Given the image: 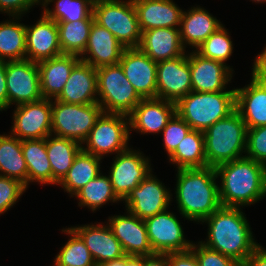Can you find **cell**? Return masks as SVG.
Masks as SVG:
<instances>
[{"label":"cell","mask_w":266,"mask_h":266,"mask_svg":"<svg viewBox=\"0 0 266 266\" xmlns=\"http://www.w3.org/2000/svg\"><path fill=\"white\" fill-rule=\"evenodd\" d=\"M61 232L70 239L55 256L52 266H97L84 241L71 227L62 228Z\"/></svg>","instance_id":"obj_38"},{"label":"cell","mask_w":266,"mask_h":266,"mask_svg":"<svg viewBox=\"0 0 266 266\" xmlns=\"http://www.w3.org/2000/svg\"><path fill=\"white\" fill-rule=\"evenodd\" d=\"M235 109L247 129L266 126V91L251 78L249 84L235 89Z\"/></svg>","instance_id":"obj_28"},{"label":"cell","mask_w":266,"mask_h":266,"mask_svg":"<svg viewBox=\"0 0 266 266\" xmlns=\"http://www.w3.org/2000/svg\"><path fill=\"white\" fill-rule=\"evenodd\" d=\"M222 206L248 207L266 197V166L247 157L215 168Z\"/></svg>","instance_id":"obj_3"},{"label":"cell","mask_w":266,"mask_h":266,"mask_svg":"<svg viewBox=\"0 0 266 266\" xmlns=\"http://www.w3.org/2000/svg\"><path fill=\"white\" fill-rule=\"evenodd\" d=\"M26 190L20 181L0 175V215L9 211Z\"/></svg>","instance_id":"obj_41"},{"label":"cell","mask_w":266,"mask_h":266,"mask_svg":"<svg viewBox=\"0 0 266 266\" xmlns=\"http://www.w3.org/2000/svg\"><path fill=\"white\" fill-rule=\"evenodd\" d=\"M187 53H189L192 91L220 92L227 89L234 72L230 65L204 58L195 50Z\"/></svg>","instance_id":"obj_17"},{"label":"cell","mask_w":266,"mask_h":266,"mask_svg":"<svg viewBox=\"0 0 266 266\" xmlns=\"http://www.w3.org/2000/svg\"><path fill=\"white\" fill-rule=\"evenodd\" d=\"M191 130V127L175 113L162 130L163 146L168 157L176 150L179 143Z\"/></svg>","instance_id":"obj_40"},{"label":"cell","mask_w":266,"mask_h":266,"mask_svg":"<svg viewBox=\"0 0 266 266\" xmlns=\"http://www.w3.org/2000/svg\"><path fill=\"white\" fill-rule=\"evenodd\" d=\"M11 135L19 140L46 138L52 134V99L15 106Z\"/></svg>","instance_id":"obj_12"},{"label":"cell","mask_w":266,"mask_h":266,"mask_svg":"<svg viewBox=\"0 0 266 266\" xmlns=\"http://www.w3.org/2000/svg\"><path fill=\"white\" fill-rule=\"evenodd\" d=\"M111 163L109 178L121 201L152 171L150 158L139 149L128 148L115 155Z\"/></svg>","instance_id":"obj_10"},{"label":"cell","mask_w":266,"mask_h":266,"mask_svg":"<svg viewBox=\"0 0 266 266\" xmlns=\"http://www.w3.org/2000/svg\"><path fill=\"white\" fill-rule=\"evenodd\" d=\"M252 79L266 91V71L254 60L252 64Z\"/></svg>","instance_id":"obj_49"},{"label":"cell","mask_w":266,"mask_h":266,"mask_svg":"<svg viewBox=\"0 0 266 266\" xmlns=\"http://www.w3.org/2000/svg\"><path fill=\"white\" fill-rule=\"evenodd\" d=\"M235 109V88L220 92H189L176 103V113L191 127L204 132Z\"/></svg>","instance_id":"obj_5"},{"label":"cell","mask_w":266,"mask_h":266,"mask_svg":"<svg viewBox=\"0 0 266 266\" xmlns=\"http://www.w3.org/2000/svg\"><path fill=\"white\" fill-rule=\"evenodd\" d=\"M80 61L78 55L61 54L57 57L37 62L42 97L46 99H55L61 93L72 69Z\"/></svg>","instance_id":"obj_26"},{"label":"cell","mask_w":266,"mask_h":266,"mask_svg":"<svg viewBox=\"0 0 266 266\" xmlns=\"http://www.w3.org/2000/svg\"><path fill=\"white\" fill-rule=\"evenodd\" d=\"M93 22L94 19L56 22L62 54L80 56L84 52Z\"/></svg>","instance_id":"obj_36"},{"label":"cell","mask_w":266,"mask_h":266,"mask_svg":"<svg viewBox=\"0 0 266 266\" xmlns=\"http://www.w3.org/2000/svg\"><path fill=\"white\" fill-rule=\"evenodd\" d=\"M266 71V46L254 59Z\"/></svg>","instance_id":"obj_51"},{"label":"cell","mask_w":266,"mask_h":266,"mask_svg":"<svg viewBox=\"0 0 266 266\" xmlns=\"http://www.w3.org/2000/svg\"><path fill=\"white\" fill-rule=\"evenodd\" d=\"M101 160L102 158L81 150L67 174L57 185L73 197L90 180L98 176L101 172Z\"/></svg>","instance_id":"obj_31"},{"label":"cell","mask_w":266,"mask_h":266,"mask_svg":"<svg viewBox=\"0 0 266 266\" xmlns=\"http://www.w3.org/2000/svg\"><path fill=\"white\" fill-rule=\"evenodd\" d=\"M8 108L36 102L43 97L40 91V74L37 62L27 59L5 62Z\"/></svg>","instance_id":"obj_13"},{"label":"cell","mask_w":266,"mask_h":266,"mask_svg":"<svg viewBox=\"0 0 266 266\" xmlns=\"http://www.w3.org/2000/svg\"><path fill=\"white\" fill-rule=\"evenodd\" d=\"M42 0H0V12L12 16H24L35 5H41Z\"/></svg>","instance_id":"obj_44"},{"label":"cell","mask_w":266,"mask_h":266,"mask_svg":"<svg viewBox=\"0 0 266 266\" xmlns=\"http://www.w3.org/2000/svg\"><path fill=\"white\" fill-rule=\"evenodd\" d=\"M176 171L174 198L178 212L182 218L201 224L205 218L222 206L216 170L208 166Z\"/></svg>","instance_id":"obj_2"},{"label":"cell","mask_w":266,"mask_h":266,"mask_svg":"<svg viewBox=\"0 0 266 266\" xmlns=\"http://www.w3.org/2000/svg\"><path fill=\"white\" fill-rule=\"evenodd\" d=\"M28 169L22 153V140L0 134V175L16 179L27 188Z\"/></svg>","instance_id":"obj_32"},{"label":"cell","mask_w":266,"mask_h":266,"mask_svg":"<svg viewBox=\"0 0 266 266\" xmlns=\"http://www.w3.org/2000/svg\"><path fill=\"white\" fill-rule=\"evenodd\" d=\"M102 113L98 103L70 104L52 99V134L82 145Z\"/></svg>","instance_id":"obj_9"},{"label":"cell","mask_w":266,"mask_h":266,"mask_svg":"<svg viewBox=\"0 0 266 266\" xmlns=\"http://www.w3.org/2000/svg\"><path fill=\"white\" fill-rule=\"evenodd\" d=\"M82 238L97 266L125 256L122 246L108 224L71 226Z\"/></svg>","instance_id":"obj_21"},{"label":"cell","mask_w":266,"mask_h":266,"mask_svg":"<svg viewBox=\"0 0 266 266\" xmlns=\"http://www.w3.org/2000/svg\"><path fill=\"white\" fill-rule=\"evenodd\" d=\"M223 24L204 7L193 6L184 11L179 27L184 48L191 46L194 51Z\"/></svg>","instance_id":"obj_27"},{"label":"cell","mask_w":266,"mask_h":266,"mask_svg":"<svg viewBox=\"0 0 266 266\" xmlns=\"http://www.w3.org/2000/svg\"><path fill=\"white\" fill-rule=\"evenodd\" d=\"M241 266H266V249L258 246L241 264Z\"/></svg>","instance_id":"obj_46"},{"label":"cell","mask_w":266,"mask_h":266,"mask_svg":"<svg viewBox=\"0 0 266 266\" xmlns=\"http://www.w3.org/2000/svg\"><path fill=\"white\" fill-rule=\"evenodd\" d=\"M141 33L155 28H179L183 10L173 0H133Z\"/></svg>","instance_id":"obj_23"},{"label":"cell","mask_w":266,"mask_h":266,"mask_svg":"<svg viewBox=\"0 0 266 266\" xmlns=\"http://www.w3.org/2000/svg\"><path fill=\"white\" fill-rule=\"evenodd\" d=\"M73 197L79 201V207H87L92 212H96L97 209L109 202H121L114 193L109 175L106 176L102 172L83 186Z\"/></svg>","instance_id":"obj_35"},{"label":"cell","mask_w":266,"mask_h":266,"mask_svg":"<svg viewBox=\"0 0 266 266\" xmlns=\"http://www.w3.org/2000/svg\"><path fill=\"white\" fill-rule=\"evenodd\" d=\"M46 150L52 170V185H57L67 174L82 145L74 140L51 134L46 137Z\"/></svg>","instance_id":"obj_29"},{"label":"cell","mask_w":266,"mask_h":266,"mask_svg":"<svg viewBox=\"0 0 266 266\" xmlns=\"http://www.w3.org/2000/svg\"><path fill=\"white\" fill-rule=\"evenodd\" d=\"M119 64L128 81L142 98L157 97V62L139 48H125Z\"/></svg>","instance_id":"obj_16"},{"label":"cell","mask_w":266,"mask_h":266,"mask_svg":"<svg viewBox=\"0 0 266 266\" xmlns=\"http://www.w3.org/2000/svg\"><path fill=\"white\" fill-rule=\"evenodd\" d=\"M192 244L191 250L194 252L199 266H241L234 259L212 250L200 241Z\"/></svg>","instance_id":"obj_43"},{"label":"cell","mask_w":266,"mask_h":266,"mask_svg":"<svg viewBox=\"0 0 266 266\" xmlns=\"http://www.w3.org/2000/svg\"><path fill=\"white\" fill-rule=\"evenodd\" d=\"M144 223L154 253L166 254L191 249L193 241L186 240L181 222L170 210L148 217Z\"/></svg>","instance_id":"obj_11"},{"label":"cell","mask_w":266,"mask_h":266,"mask_svg":"<svg viewBox=\"0 0 266 266\" xmlns=\"http://www.w3.org/2000/svg\"><path fill=\"white\" fill-rule=\"evenodd\" d=\"M8 109L5 62L0 61V111Z\"/></svg>","instance_id":"obj_47"},{"label":"cell","mask_w":266,"mask_h":266,"mask_svg":"<svg viewBox=\"0 0 266 266\" xmlns=\"http://www.w3.org/2000/svg\"><path fill=\"white\" fill-rule=\"evenodd\" d=\"M241 207L221 206L201 223L207 224L206 247L234 259L240 265L261 244L255 241Z\"/></svg>","instance_id":"obj_1"},{"label":"cell","mask_w":266,"mask_h":266,"mask_svg":"<svg viewBox=\"0 0 266 266\" xmlns=\"http://www.w3.org/2000/svg\"><path fill=\"white\" fill-rule=\"evenodd\" d=\"M247 126L235 110L228 117L218 120L204 134L207 167L217 166L245 157Z\"/></svg>","instance_id":"obj_4"},{"label":"cell","mask_w":266,"mask_h":266,"mask_svg":"<svg viewBox=\"0 0 266 266\" xmlns=\"http://www.w3.org/2000/svg\"><path fill=\"white\" fill-rule=\"evenodd\" d=\"M143 266H169L167 254L155 253L143 256Z\"/></svg>","instance_id":"obj_48"},{"label":"cell","mask_w":266,"mask_h":266,"mask_svg":"<svg viewBox=\"0 0 266 266\" xmlns=\"http://www.w3.org/2000/svg\"><path fill=\"white\" fill-rule=\"evenodd\" d=\"M228 29L223 25L213 32L195 51L202 57L219 61L223 64L233 54V41Z\"/></svg>","instance_id":"obj_39"},{"label":"cell","mask_w":266,"mask_h":266,"mask_svg":"<svg viewBox=\"0 0 266 266\" xmlns=\"http://www.w3.org/2000/svg\"><path fill=\"white\" fill-rule=\"evenodd\" d=\"M126 214L109 216L107 221L114 236L120 242L125 255L150 256L155 254L148 240L144 220L128 210Z\"/></svg>","instance_id":"obj_18"},{"label":"cell","mask_w":266,"mask_h":266,"mask_svg":"<svg viewBox=\"0 0 266 266\" xmlns=\"http://www.w3.org/2000/svg\"><path fill=\"white\" fill-rule=\"evenodd\" d=\"M54 2V7L49 4ZM42 13L55 22H73L82 19H94L93 3L90 0H42Z\"/></svg>","instance_id":"obj_37"},{"label":"cell","mask_w":266,"mask_h":266,"mask_svg":"<svg viewBox=\"0 0 266 266\" xmlns=\"http://www.w3.org/2000/svg\"><path fill=\"white\" fill-rule=\"evenodd\" d=\"M168 158L177 169L207 167L203 132L191 129Z\"/></svg>","instance_id":"obj_34"},{"label":"cell","mask_w":266,"mask_h":266,"mask_svg":"<svg viewBox=\"0 0 266 266\" xmlns=\"http://www.w3.org/2000/svg\"><path fill=\"white\" fill-rule=\"evenodd\" d=\"M252 1L253 3L256 2V3H266V0H250Z\"/></svg>","instance_id":"obj_53"},{"label":"cell","mask_w":266,"mask_h":266,"mask_svg":"<svg viewBox=\"0 0 266 266\" xmlns=\"http://www.w3.org/2000/svg\"><path fill=\"white\" fill-rule=\"evenodd\" d=\"M92 3H96V2H99V1H115V0H90Z\"/></svg>","instance_id":"obj_54"},{"label":"cell","mask_w":266,"mask_h":266,"mask_svg":"<svg viewBox=\"0 0 266 266\" xmlns=\"http://www.w3.org/2000/svg\"><path fill=\"white\" fill-rule=\"evenodd\" d=\"M99 266H124V257L116 259V260L104 262L100 264Z\"/></svg>","instance_id":"obj_52"},{"label":"cell","mask_w":266,"mask_h":266,"mask_svg":"<svg viewBox=\"0 0 266 266\" xmlns=\"http://www.w3.org/2000/svg\"><path fill=\"white\" fill-rule=\"evenodd\" d=\"M171 190L152 174L135 187L123 200L126 210L140 219L154 216L169 209L172 201ZM125 201V202H124Z\"/></svg>","instance_id":"obj_14"},{"label":"cell","mask_w":266,"mask_h":266,"mask_svg":"<svg viewBox=\"0 0 266 266\" xmlns=\"http://www.w3.org/2000/svg\"><path fill=\"white\" fill-rule=\"evenodd\" d=\"M22 16H12L0 23V61L24 60L26 56V25Z\"/></svg>","instance_id":"obj_33"},{"label":"cell","mask_w":266,"mask_h":266,"mask_svg":"<svg viewBox=\"0 0 266 266\" xmlns=\"http://www.w3.org/2000/svg\"><path fill=\"white\" fill-rule=\"evenodd\" d=\"M169 266H199L194 252L190 249L183 252L166 253Z\"/></svg>","instance_id":"obj_45"},{"label":"cell","mask_w":266,"mask_h":266,"mask_svg":"<svg viewBox=\"0 0 266 266\" xmlns=\"http://www.w3.org/2000/svg\"><path fill=\"white\" fill-rule=\"evenodd\" d=\"M22 153L26 161L27 188L30 183L52 185V170L46 150V138L22 140Z\"/></svg>","instance_id":"obj_30"},{"label":"cell","mask_w":266,"mask_h":266,"mask_svg":"<svg viewBox=\"0 0 266 266\" xmlns=\"http://www.w3.org/2000/svg\"><path fill=\"white\" fill-rule=\"evenodd\" d=\"M157 98L177 103L192 91L189 53L157 62Z\"/></svg>","instance_id":"obj_15"},{"label":"cell","mask_w":266,"mask_h":266,"mask_svg":"<svg viewBox=\"0 0 266 266\" xmlns=\"http://www.w3.org/2000/svg\"><path fill=\"white\" fill-rule=\"evenodd\" d=\"M124 266H143V256H124Z\"/></svg>","instance_id":"obj_50"},{"label":"cell","mask_w":266,"mask_h":266,"mask_svg":"<svg viewBox=\"0 0 266 266\" xmlns=\"http://www.w3.org/2000/svg\"><path fill=\"white\" fill-rule=\"evenodd\" d=\"M96 70L98 104L103 113L129 115L143 98L128 81L120 64Z\"/></svg>","instance_id":"obj_6"},{"label":"cell","mask_w":266,"mask_h":266,"mask_svg":"<svg viewBox=\"0 0 266 266\" xmlns=\"http://www.w3.org/2000/svg\"><path fill=\"white\" fill-rule=\"evenodd\" d=\"M153 61L170 60L185 55L179 28H155L142 32L138 47Z\"/></svg>","instance_id":"obj_25"},{"label":"cell","mask_w":266,"mask_h":266,"mask_svg":"<svg viewBox=\"0 0 266 266\" xmlns=\"http://www.w3.org/2000/svg\"><path fill=\"white\" fill-rule=\"evenodd\" d=\"M176 113V103L161 98H143L128 115L130 131L160 134Z\"/></svg>","instance_id":"obj_19"},{"label":"cell","mask_w":266,"mask_h":266,"mask_svg":"<svg viewBox=\"0 0 266 266\" xmlns=\"http://www.w3.org/2000/svg\"><path fill=\"white\" fill-rule=\"evenodd\" d=\"M124 49L125 47L108 29L94 21L86 48L79 57L82 62L98 69L118 64Z\"/></svg>","instance_id":"obj_22"},{"label":"cell","mask_w":266,"mask_h":266,"mask_svg":"<svg viewBox=\"0 0 266 266\" xmlns=\"http://www.w3.org/2000/svg\"><path fill=\"white\" fill-rule=\"evenodd\" d=\"M55 99L70 104L98 103L96 68L80 61Z\"/></svg>","instance_id":"obj_24"},{"label":"cell","mask_w":266,"mask_h":266,"mask_svg":"<svg viewBox=\"0 0 266 266\" xmlns=\"http://www.w3.org/2000/svg\"><path fill=\"white\" fill-rule=\"evenodd\" d=\"M245 157L266 166V126L247 130Z\"/></svg>","instance_id":"obj_42"},{"label":"cell","mask_w":266,"mask_h":266,"mask_svg":"<svg viewBox=\"0 0 266 266\" xmlns=\"http://www.w3.org/2000/svg\"><path fill=\"white\" fill-rule=\"evenodd\" d=\"M94 21L108 29L125 48H138L141 41L133 0L93 3Z\"/></svg>","instance_id":"obj_7"},{"label":"cell","mask_w":266,"mask_h":266,"mask_svg":"<svg viewBox=\"0 0 266 266\" xmlns=\"http://www.w3.org/2000/svg\"><path fill=\"white\" fill-rule=\"evenodd\" d=\"M62 54L59 43V30L54 20L43 13L34 25H26L25 59L39 62Z\"/></svg>","instance_id":"obj_20"},{"label":"cell","mask_w":266,"mask_h":266,"mask_svg":"<svg viewBox=\"0 0 266 266\" xmlns=\"http://www.w3.org/2000/svg\"><path fill=\"white\" fill-rule=\"evenodd\" d=\"M130 136L128 115L102 113L82 143V150L104 159L128 149Z\"/></svg>","instance_id":"obj_8"}]
</instances>
